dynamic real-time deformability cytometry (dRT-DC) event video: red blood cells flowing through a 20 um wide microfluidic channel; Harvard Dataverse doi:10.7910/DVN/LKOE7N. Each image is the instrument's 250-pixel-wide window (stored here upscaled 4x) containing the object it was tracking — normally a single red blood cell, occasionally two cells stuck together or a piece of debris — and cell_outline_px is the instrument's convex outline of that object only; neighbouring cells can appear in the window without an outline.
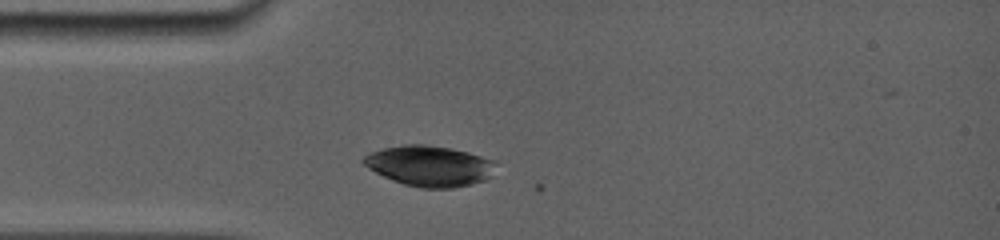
{"species": "common noctule bat (a hibernating species)", "species_latin": "Nyctalus noctula", "temperature_condition": "room temperature", "stored_images_in_passage": 4, "camera_frame_rate_fps": 5000, "um_per_image_px": 0.085, "animal": {"sex": "female", "body_mass_g": 19.0, "forearm_length_mm": 56.7}, "frame": {"image": 1, "passage_image": 3, "time_ms": 0.4, "image_size_px": [1000, 240], "cell_outline_px": [[492, 176], [484, 180], [472, 184], [452, 188], [420, 188], [404, 184], [384, 176], [368, 168], [360, 160], [364, 156], [372, 152], [384, 148], [404, 144], [424, 144], [452, 148], [468, 152], [492, 160]], "centroid_in_image_um": [36.48, 14.1], "position_along_channel_um": 48.5, "area_um2": 30.98}}